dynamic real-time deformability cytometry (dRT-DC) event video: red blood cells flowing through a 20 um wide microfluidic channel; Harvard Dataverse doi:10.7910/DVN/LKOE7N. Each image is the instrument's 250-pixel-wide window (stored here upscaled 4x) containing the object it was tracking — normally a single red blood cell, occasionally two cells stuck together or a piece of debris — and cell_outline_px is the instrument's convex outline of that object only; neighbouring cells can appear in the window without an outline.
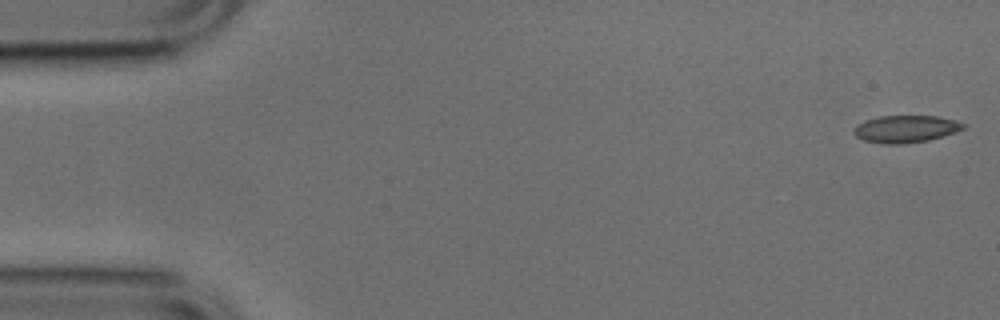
{"species": "common noctule bat (a hibernating species)", "species_latin": "Nyctalus noctula", "temperature_condition": "cold", "stored_images_in_passage": 52, "camera_frame_rate_fps": 3000, "um_per_image_px": 0.085, "animal": {"sex": "male", "body_mass_g": 17.9, "forearm_length_mm": 54.2}, "frame": {"image": 1, "passage_image": 1, "time_ms": 0.0, "image_size_px": [1000, 320], "cell_outline_px": [[968, 124], [964, 128], [956, 132], [928, 140], [900, 144], [884, 144], [864, 140], [856, 136], [852, 132], [856, 124], [864, 120], [880, 116], [936, 116], [956, 120]], "centroid_in_image_um": [76.98, 10.95], "position_along_channel_um": 8.0, "area_um2": 17.46}}
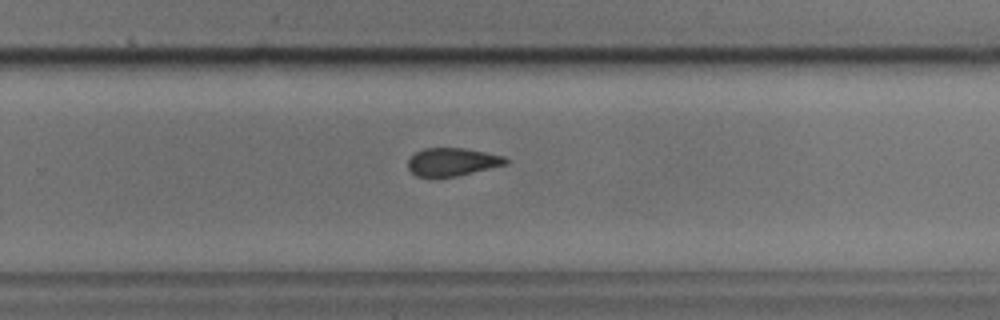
{"frame": {"image": 2, "passage_image": 33, "time_ms": 10.667, "image_size_px": [1000, 320], "cell_outline_px": [[508, 164], [456, 176], [432, 180], [416, 176], [408, 168], [408, 160], [416, 152], [424, 148], [464, 148], [504, 156], [508, 160]], "centroid_in_image_um": [38.4, 13.8], "position_along_channel_um": 291.4, "area_um2": 16.3}}
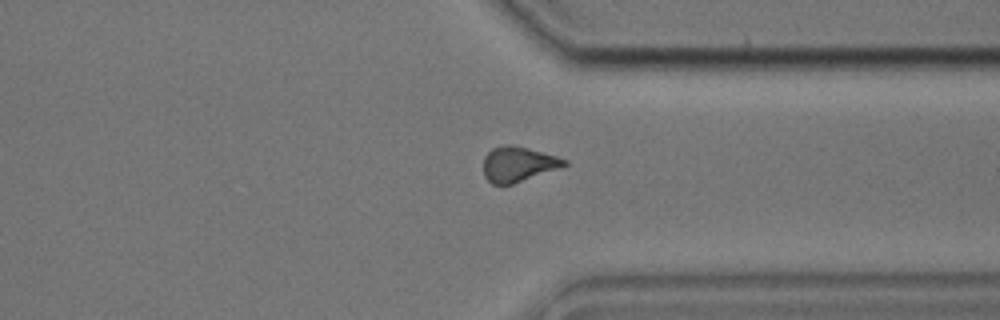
{"frame": {"image": 3, "passage_image": 39, "time_ms": 12.667, "image_size_px": [1000, 320], "cell_outline_px": [[568, 164], [512, 184], [492, 184], [484, 176], [484, 156], [492, 148], [508, 144], [512, 144], [528, 148], [556, 156], [568, 160]], "centroid_in_image_um": [44.01, 13.93], "position_along_channel_um": 367.4, "area_um2": 16.24}, "authors_computed_cell_mechanics": {"area_um2": 17.1666, "velocity_mm_per_s": 3.8344, "shape_relaxation_time_tau1_ms": 10.4807, "shape_relaxation_time_tau2_ms": 4.1188, "deformation_change_tau1": 0.1258, "deformation_change_tau2": 0.1194}}